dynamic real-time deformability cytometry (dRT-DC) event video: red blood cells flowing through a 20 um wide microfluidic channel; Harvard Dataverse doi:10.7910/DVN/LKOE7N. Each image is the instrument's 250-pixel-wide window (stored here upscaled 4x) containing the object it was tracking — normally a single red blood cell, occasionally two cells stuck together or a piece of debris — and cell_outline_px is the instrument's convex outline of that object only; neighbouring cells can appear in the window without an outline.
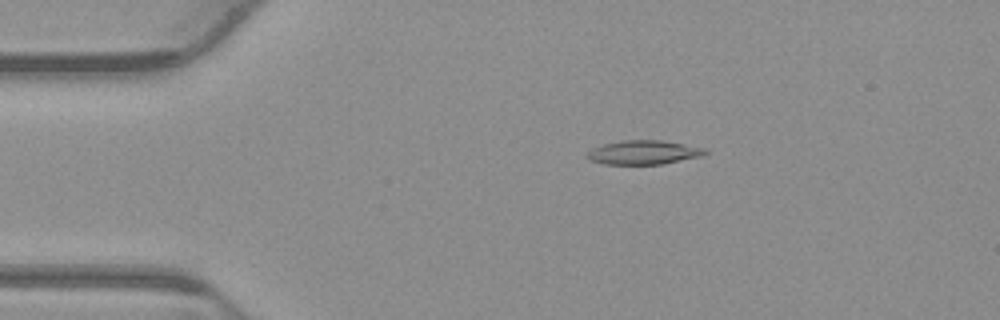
{"species": "common noctule bat (a hibernating species)", "species_latin": "Nyctalus noctula", "temperature_condition": "warm", "stored_images_in_passage": 47, "camera_frame_rate_fps": 3000, "um_per_image_px": 0.085, "animal": {"sex": "male", "body_mass_g": 23.1, "forearm_length_mm": 52.7}, "frame": {"image": 1, "passage_image": 4, "time_ms": 1.0, "image_size_px": [1000, 320], "cell_outline_px": [[708, 152], [704, 156], [664, 164], [604, 164], [592, 160], [584, 156], [592, 148], [604, 144], [624, 140], [660, 140], [708, 148]], "centroid_in_image_um": [54.77, 12.96], "position_along_channel_um": 30.2, "area_um2": 16.65}}
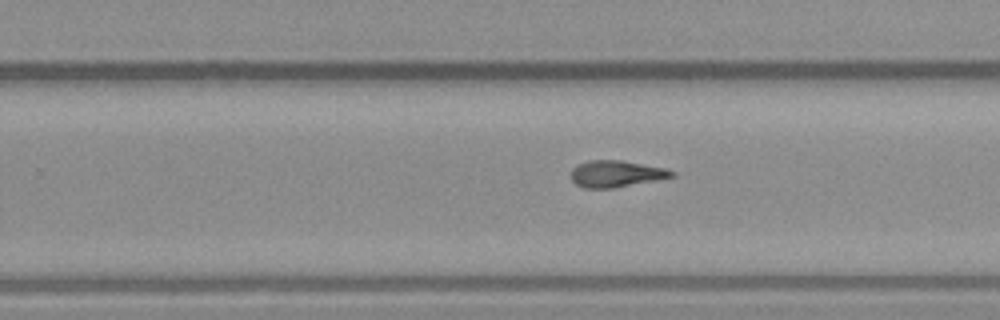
{"frame": {"image": 2, "passage_image": 27, "time_ms": 8.667, "image_size_px": [1000, 320], "cell_outline_px": [[676, 176], [656, 180], [612, 188], [584, 188], [576, 184], [572, 180], [572, 168], [576, 164], [588, 160], [620, 160], [664, 168], [676, 172]], "centroid_in_image_um": [52.35, 14.77], "position_along_channel_um": 277.4, "area_um2": 15.55}}
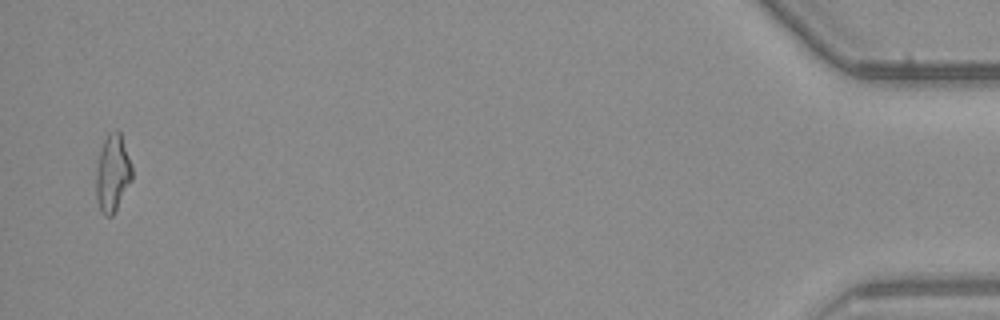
{"frame": {"image": 3, "passage_image": 46, "time_ms": 15.0, "image_size_px": [1000, 320], "cell_outline_px": [[132, 180], [112, 216], [104, 216], [100, 212], [96, 200], [96, 172], [100, 152], [104, 140], [108, 132], [116, 128], [120, 132], [132, 164]], "centroid_in_image_um": [9.57, 14.72], "position_along_channel_um": 425.6, "area_um2": 16.3}, "authors_computed_cell_mechanics": {"area_um2": 15.7794, "velocity_mm_per_s": 3.8635, "shape_relaxation_time_tau1_ms": null, "shape_relaxation_time_tau2_ms": 5.026, "deformation_change_tau1": null, "deformation_change_tau2": 0.1563}}